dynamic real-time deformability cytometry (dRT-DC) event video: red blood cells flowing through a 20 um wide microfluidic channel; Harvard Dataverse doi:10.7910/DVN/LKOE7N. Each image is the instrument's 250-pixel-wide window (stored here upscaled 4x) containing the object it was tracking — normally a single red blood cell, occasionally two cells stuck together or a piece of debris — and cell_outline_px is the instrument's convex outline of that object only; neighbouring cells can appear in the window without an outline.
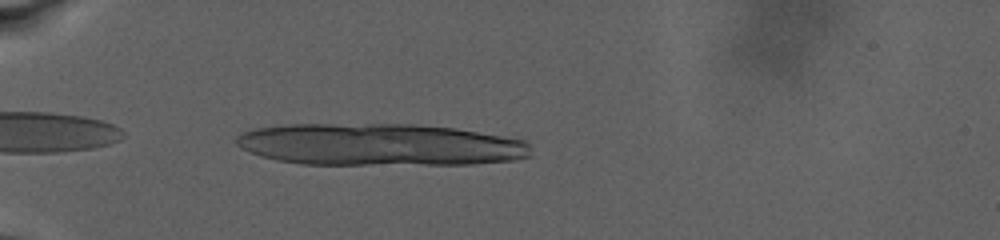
{"species": "human", "species_latin": "Homo sapiens", "temperature_condition": "warm", "stored_images_in_passage": 4, "camera_frame_rate_fps": 3000, "um_per_image_px": 0.085, "donor": {"sex": "male"}, "frame": {"image": 1, "passage_image": 1, "time_ms": 0.0, "image_size_px": [1000, 240], "cell_outline_px": [[532, 156], [516, 160], [472, 164], [300, 164], [276, 160], [260, 156], [240, 148], [236, 144], [236, 136], [240, 132], [252, 128], [292, 124], [416, 124], [456, 128], [524, 140], [528, 144]], "centroid_in_image_um": [32.25, 12.29], "position_along_channel_um": 52.8, "area_um2": 72.77}}